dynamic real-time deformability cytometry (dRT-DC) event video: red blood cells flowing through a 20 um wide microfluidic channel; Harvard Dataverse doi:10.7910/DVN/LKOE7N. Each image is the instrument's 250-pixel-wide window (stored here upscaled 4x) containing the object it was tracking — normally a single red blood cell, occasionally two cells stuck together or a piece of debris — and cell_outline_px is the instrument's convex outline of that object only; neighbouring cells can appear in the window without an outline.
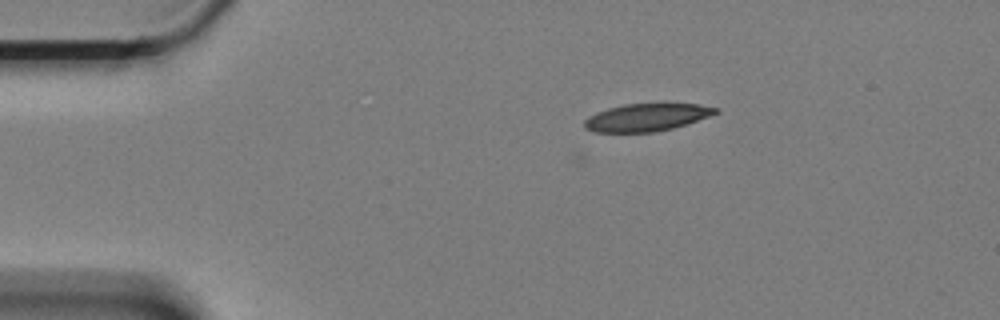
{"species": "Egyptian fruit bat (a non-hibernating species)", "species_latin": "Rousettus aegyptiacus", "temperature_condition": "cold", "stored_images_in_passage": 9, "camera_frame_rate_fps": 3000, "um_per_image_px": 0.085, "animal": {"sex": "female"}, "frame": {"image": 1, "passage_image": 1, "time_ms": 0.0, "image_size_px": [1000, 320], "cell_outline_px": [[720, 112], [672, 128], [656, 132], [596, 132], [584, 128], [584, 120], [608, 108], [624, 104], [696, 104], [720, 108]], "centroid_in_image_um": [54.97, 9.98], "position_along_channel_um": 30.0, "area_um2": 20.63}}